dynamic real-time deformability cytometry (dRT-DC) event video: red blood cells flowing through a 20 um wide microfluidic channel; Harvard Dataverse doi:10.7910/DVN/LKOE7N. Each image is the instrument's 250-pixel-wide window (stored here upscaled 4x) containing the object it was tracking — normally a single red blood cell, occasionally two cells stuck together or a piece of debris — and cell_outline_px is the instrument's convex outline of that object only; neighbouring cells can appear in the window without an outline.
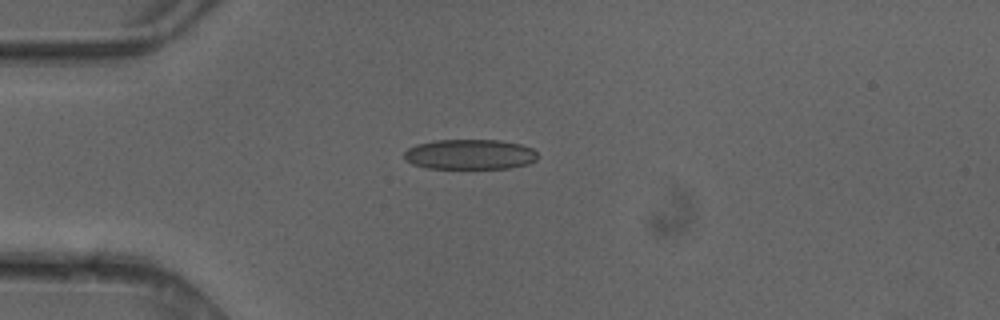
{"species": "common noctule bat (a hibernating species)", "species_latin": "Nyctalus noctula", "temperature_condition": "cold", "stored_images_in_passage": 3, "camera_frame_rate_fps": 3000, "um_per_image_px": 0.085, "animal": {"sex": "female"}, "frame": {"image": 1, "passage_image": 3, "time_ms": 0.667, "image_size_px": [1000, 320], "cell_outline_px": [[536, 160], [528, 164], [512, 168], [428, 168], [412, 164], [404, 156], [404, 152], [408, 148], [416, 144], [432, 140], [500, 140], [520, 144], [532, 148], [536, 152]], "centroid_in_image_um": [39.94, 13.12], "position_along_channel_um": 45.1, "area_um2": 23.47}}